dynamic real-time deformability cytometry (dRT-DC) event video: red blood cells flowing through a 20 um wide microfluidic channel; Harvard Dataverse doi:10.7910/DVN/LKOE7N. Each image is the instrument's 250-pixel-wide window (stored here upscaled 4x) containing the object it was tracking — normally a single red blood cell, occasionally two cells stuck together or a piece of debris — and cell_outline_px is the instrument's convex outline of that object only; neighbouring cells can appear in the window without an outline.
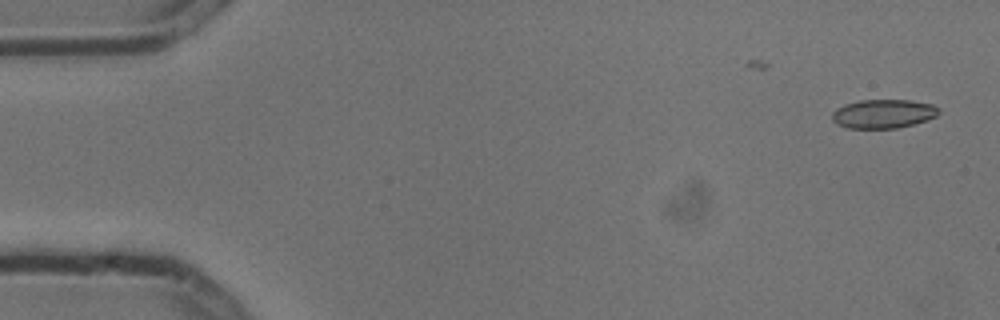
{"species": "common noctule bat (a hibernating species)", "species_latin": "Nyctalus noctula", "temperature_condition": "cold", "stored_images_in_passage": 2, "camera_frame_rate_fps": 3000, "um_per_image_px": 0.085, "animal": {"sex": "male", "body_mass_g": 13.3}, "frame": {"image": 1, "passage_image": 2, "time_ms": 0.333, "image_size_px": [1000, 320], "cell_outline_px": [[940, 112], [936, 116], [928, 120], [896, 128], [848, 128], [836, 124], [832, 120], [832, 112], [836, 108], [844, 104], [860, 100], [908, 100], [932, 104], [940, 108]], "centroid_in_image_um": [75.07, 9.67], "position_along_channel_um": 9.9, "area_um2": 18.03}}